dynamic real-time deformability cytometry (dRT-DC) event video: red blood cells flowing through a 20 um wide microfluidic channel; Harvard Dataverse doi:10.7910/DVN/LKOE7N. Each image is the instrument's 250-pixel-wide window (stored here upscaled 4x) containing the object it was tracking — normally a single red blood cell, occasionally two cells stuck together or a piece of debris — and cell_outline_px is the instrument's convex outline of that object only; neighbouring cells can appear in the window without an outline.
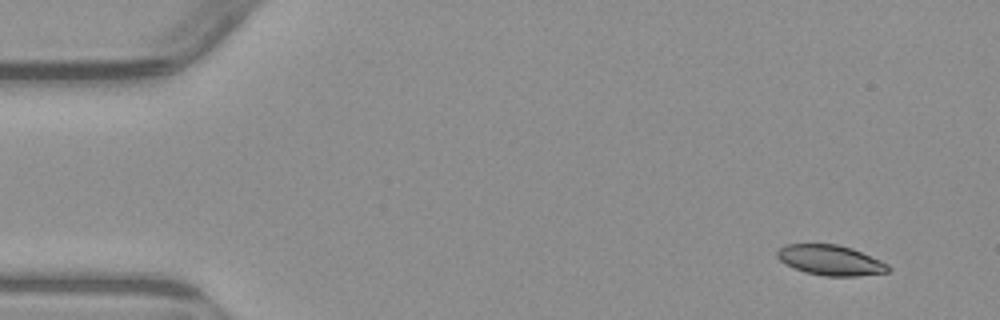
{"species": "common noctule bat (a hibernating species)", "species_latin": "Nyctalus noctula", "temperature_condition": "warm", "stored_images_in_passage": 5, "camera_frame_rate_fps": 3000, "um_per_image_px": 0.085, "animal": {"sex": "male", "body_mass_g": 23.1, "forearm_length_mm": 52.7}, "frame": {"image": 1, "passage_image": 1, "time_ms": 0.0, "image_size_px": [1000, 320], "cell_outline_px": [[892, 268], [888, 272], [856, 276], [824, 276], [804, 272], [780, 260], [776, 256], [776, 252], [784, 244], [836, 244], [852, 248], [880, 260], [888, 264]], "centroid_in_image_um": [70.61, 22.11], "position_along_channel_um": 14.4, "area_um2": 19.48}}